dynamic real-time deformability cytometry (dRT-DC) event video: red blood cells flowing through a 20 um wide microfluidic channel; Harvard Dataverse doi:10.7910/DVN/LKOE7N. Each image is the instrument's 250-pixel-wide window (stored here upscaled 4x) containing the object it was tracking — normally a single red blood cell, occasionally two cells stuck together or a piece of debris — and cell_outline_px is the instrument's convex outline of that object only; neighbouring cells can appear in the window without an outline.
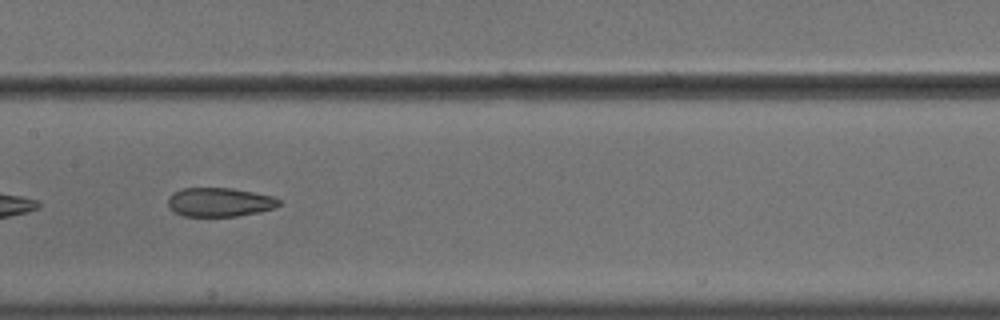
{"species": "common noctule bat (a hibernating species)", "species_latin": "Nyctalus noctula", "temperature_condition": "cold", "stored_images_in_passage": 39, "camera_frame_rate_fps": 3000, "um_per_image_px": 0.085, "animal": {"sex": "male", "body_mass_g": 18.8}, "frame": {"image": 1, "passage_image": 12, "time_ms": 3.667, "image_size_px": [1000, 320], "cell_outline_px": [[280, 204], [276, 208], [260, 212], [236, 216], [184, 216], [176, 212], [168, 204], [168, 196], [184, 188], [232, 188], [272, 196], [280, 200]], "centroid_in_image_um": [18.7, 17.18], "position_along_channel_um": 188.7, "area_um2": 18.55}, "authors_computed_cell_mechanics": {"area_um2": 20.2878, "velocity_mm_per_s": 3.6215, "shape_relaxation_time_tau1_ms": null, "shape_relaxation_time_tau2_ms": 3.0501, "deformation_change_tau1": null, "deformation_change_tau2": 0.1143}}